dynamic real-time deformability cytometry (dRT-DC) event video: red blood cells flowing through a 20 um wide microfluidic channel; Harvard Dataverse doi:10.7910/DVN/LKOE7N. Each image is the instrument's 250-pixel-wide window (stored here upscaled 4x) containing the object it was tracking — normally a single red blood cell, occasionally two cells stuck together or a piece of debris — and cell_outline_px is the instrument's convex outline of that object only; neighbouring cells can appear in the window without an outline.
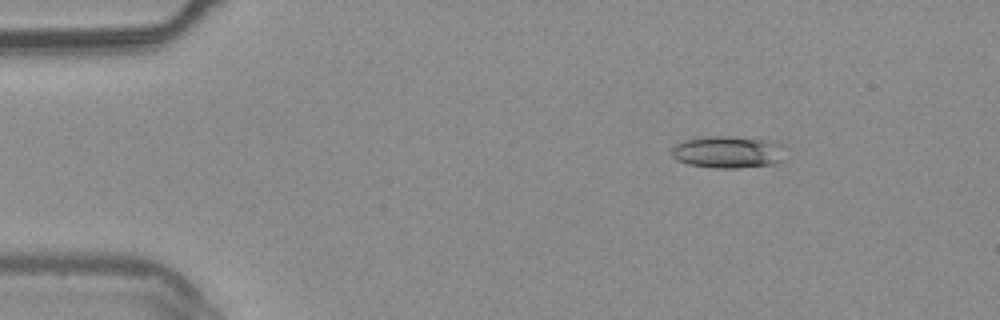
{"species": "common noctule bat (a hibernating species)", "species_latin": "Nyctalus noctula", "temperature_condition": "warm", "stored_images_in_passage": 7, "camera_frame_rate_fps": 3000, "um_per_image_px": 0.085, "animal": {"sex": "male", "body_mass_g": 20.4}, "frame": {"image": 1, "passage_image": 2, "time_ms": 0.333, "image_size_px": [1000, 320], "cell_outline_px": [[780, 160], [776, 164], [740, 168], [712, 168], [688, 164], [676, 160], [672, 156], [672, 148], [676, 144], [684, 140], [708, 136], [728, 136], [764, 140], [780, 144]], "centroid_in_image_um": [61.78, 12.94], "position_along_channel_um": 23.2, "area_um2": 20.92}}
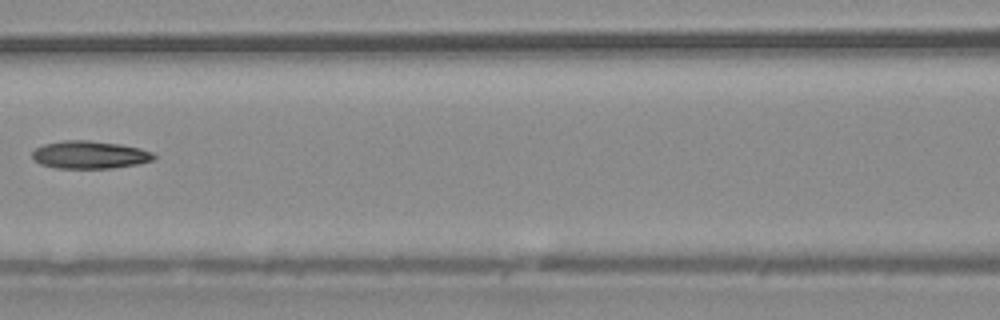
{"frame": {"image": 2, "passage_image": 6, "time_ms": 1.667, "image_size_px": [1000, 320], "cell_outline_px": [[156, 156], [152, 160], [136, 164], [112, 168], [56, 168], [40, 164], [32, 156], [32, 152], [36, 148], [44, 144], [64, 140], [88, 140], [120, 144], [140, 148], [152, 152]], "centroid_in_image_um": [7.61, 13.15], "position_along_channel_um": 159.0, "area_um2": 19.54}}
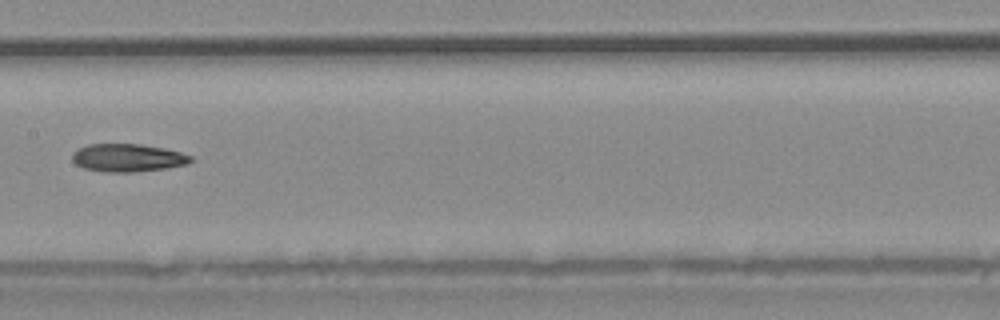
{"frame": {"image": 3, "passage_image": 7, "time_ms": 2.0, "image_size_px": [1000, 320], "cell_outline_px": [[196, 160], [188, 164], [164, 168], [132, 172], [104, 172], [84, 168], [76, 164], [72, 160], [72, 152], [88, 144], [140, 144], [164, 148], [180, 152], [192, 156]], "centroid_in_image_um": [10.87, 13.41], "position_along_channel_um": 196.5, "area_um2": 19.31}}